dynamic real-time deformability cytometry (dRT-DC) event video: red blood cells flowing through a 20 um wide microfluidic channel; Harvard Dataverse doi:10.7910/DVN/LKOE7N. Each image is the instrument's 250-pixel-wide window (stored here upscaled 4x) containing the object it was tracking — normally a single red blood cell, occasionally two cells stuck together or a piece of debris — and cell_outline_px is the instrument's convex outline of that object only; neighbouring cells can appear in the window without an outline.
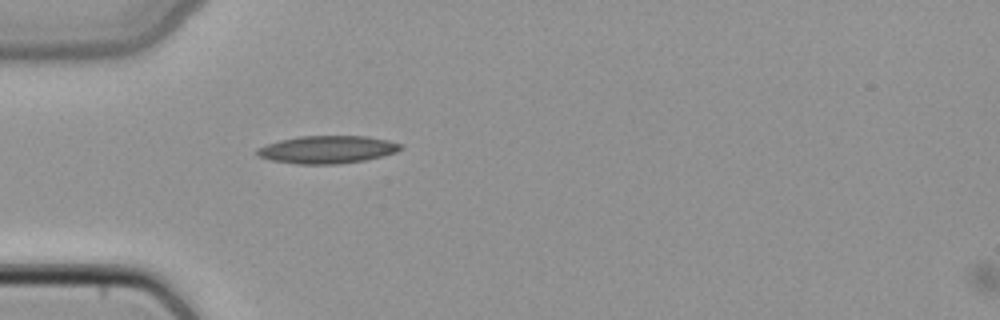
{"species": "common noctule bat (a hibernating species)", "species_latin": "Nyctalus noctula", "temperature_condition": "cold", "stored_images_in_passage": 35, "camera_frame_rate_fps": 3000, "um_per_image_px": 0.085, "animal": {"sex": "female", "body_mass_g": 22.7, "forearm_length_mm": 54.2}, "frame": {"image": 1, "passage_image": 1, "time_ms": 0.0, "image_size_px": [1000, 320], "cell_outline_px": [[404, 148], [396, 152], [384, 156], [364, 160], [340, 164], [296, 164], [272, 160], [260, 156], [256, 152], [256, 148], [280, 140], [300, 136], [368, 136], [388, 140], [400, 144]], "centroid_in_image_um": [27.85, 12.71], "position_along_channel_um": 57.1, "area_um2": 23.12}}
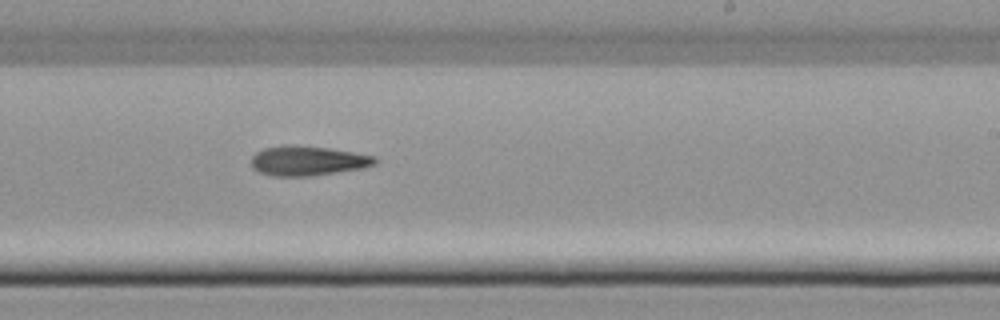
{"frame": {"image": 2, "passage_image": 16, "time_ms": 5.0, "image_size_px": [1000, 320], "cell_outline_px": [[380, 160], [376, 164], [364, 168], [308, 176], [272, 176], [260, 172], [252, 168], [252, 156], [256, 152], [264, 148], [284, 144], [292, 144], [328, 148], [376, 156]], "centroid_in_image_um": [26.17, 13.65], "position_along_channel_um": 262.8, "area_um2": 21.56}}
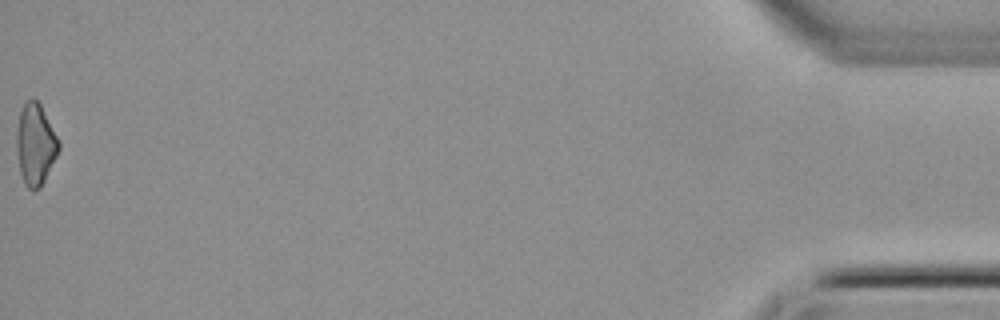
{"frame": {"image": 3, "passage_image": 35, "time_ms": 11.333, "image_size_px": [1000, 320], "cell_outline_px": [[60, 148], [40, 188], [28, 188], [24, 184], [20, 172], [16, 148], [16, 132], [20, 112], [24, 100], [32, 96], [40, 104], [60, 140]], "centroid_in_image_um": [3.0, 12.21], "position_along_channel_um": 432.2, "area_um2": 20.06}}